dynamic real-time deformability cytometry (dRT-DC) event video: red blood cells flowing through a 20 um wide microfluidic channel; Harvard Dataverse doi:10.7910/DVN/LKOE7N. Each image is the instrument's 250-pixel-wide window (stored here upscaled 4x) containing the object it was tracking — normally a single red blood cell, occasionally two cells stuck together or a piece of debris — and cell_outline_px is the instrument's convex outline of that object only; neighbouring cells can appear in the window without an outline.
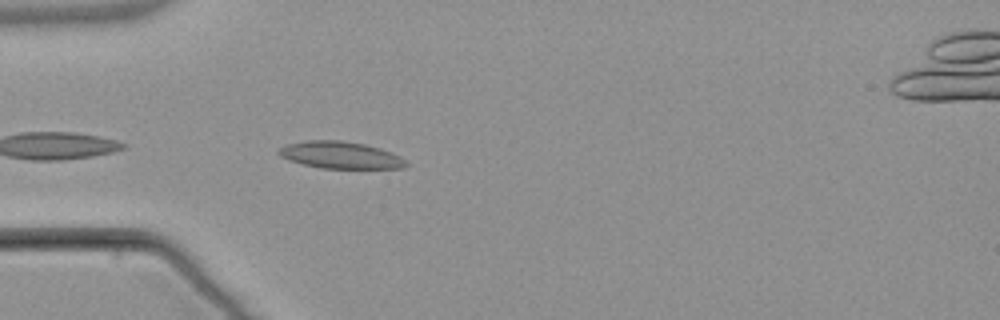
{"species": "common noctule bat (a hibernating species)", "species_latin": "Nyctalus noctula", "temperature_condition": "warm", "stored_images_in_passage": 6, "camera_frame_rate_fps": 3000, "um_per_image_px": 0.085, "animal": {"sex": "male", "body_mass_g": 21.5, "forearm_length_mm": 52.0}, "frame": {"image": 1, "passage_image": 5, "time_ms": 4.667, "image_size_px": [1000, 320], "cell_outline_px": [[408, 164], [404, 168], [320, 168], [288, 160], [280, 156], [276, 152], [280, 148], [288, 144], [308, 140], [340, 140], [364, 144], [380, 148], [400, 156]], "centroid_in_image_um": [28.92, 13.18], "position_along_channel_um": 56.1, "area_um2": 19.88}}